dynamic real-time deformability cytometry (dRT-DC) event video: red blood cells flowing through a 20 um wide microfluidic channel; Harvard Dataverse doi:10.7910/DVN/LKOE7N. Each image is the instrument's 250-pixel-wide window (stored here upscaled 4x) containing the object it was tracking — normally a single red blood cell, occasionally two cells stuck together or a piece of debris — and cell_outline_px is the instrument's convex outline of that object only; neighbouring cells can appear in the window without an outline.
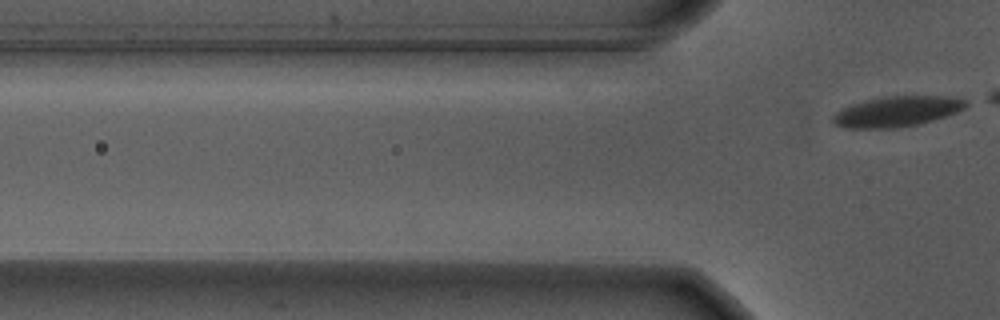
{"species": "Egyptian fruit bat (a non-hibernating species)", "species_latin": "Rousettus aegyptiacus", "temperature_condition": "warm", "stored_images_in_passage": 4, "camera_frame_rate_fps": 3000, "um_per_image_px": 0.085, "animal": {"sex": "male"}, "frame": {"image": 1, "passage_image": 4, "time_ms": 1.0, "image_size_px": [1000, 320], "cell_outline_px": [[968, 104], [964, 108], [956, 112], [920, 124], [896, 128], [844, 128], [832, 124], [832, 116], [840, 108], [852, 104], [884, 96], [956, 96], [968, 100]], "centroid_in_image_um": [76.23, 9.47], "position_along_channel_um": 49.6, "area_um2": 23.76}}